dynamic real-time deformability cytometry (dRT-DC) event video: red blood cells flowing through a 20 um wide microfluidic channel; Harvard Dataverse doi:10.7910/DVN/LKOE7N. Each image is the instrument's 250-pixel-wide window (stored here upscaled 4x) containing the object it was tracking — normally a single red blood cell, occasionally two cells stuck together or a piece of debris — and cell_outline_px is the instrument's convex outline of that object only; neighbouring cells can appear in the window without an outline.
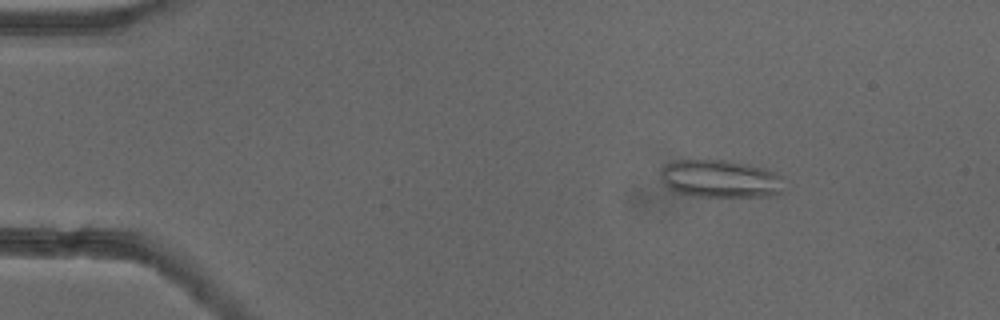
{"species": "common noctule bat (a hibernating species)", "species_latin": "Nyctalus noctula", "temperature_condition": "cold", "stored_images_in_passage": 53, "camera_frame_rate_fps": 3000, "um_per_image_px": 0.085, "animal": {"sex": "female"}, "frame": {"image": 1, "passage_image": 8, "time_ms": 2.333, "image_size_px": [1000, 320], "cell_outline_px": [[780, 192], [776, 196], [692, 196], [676, 192], [668, 188], [664, 184], [660, 176], [660, 168], [664, 164], [680, 160], [724, 160], [764, 168], [776, 172], [780, 176]], "centroid_in_image_um": [61.15, 15.2], "position_along_channel_um": 23.9, "area_um2": 26.99}}
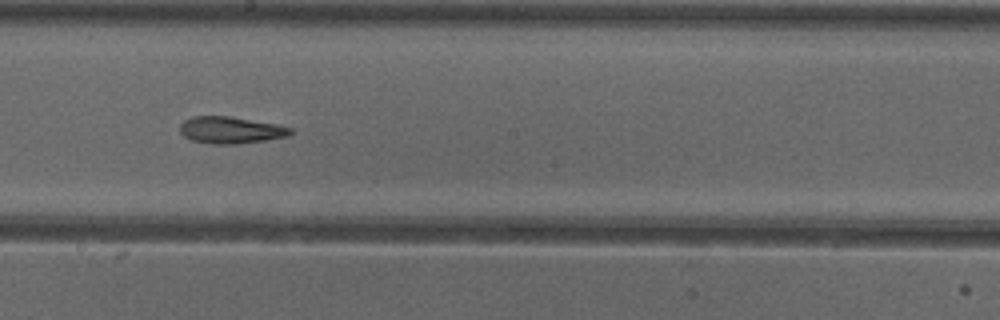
{"frame": {"image": 2, "passage_image": 30, "time_ms": 9.667, "image_size_px": [1000, 320], "cell_outline_px": [[296, 132], [288, 136], [268, 140], [236, 144], [212, 144], [192, 140], [184, 136], [180, 132], [180, 124], [184, 120], [192, 116], [228, 116], [276, 124], [292, 128]], "centroid_in_image_um": [19.63, 11.06], "position_along_channel_um": 228.6, "area_um2": 17.4}}
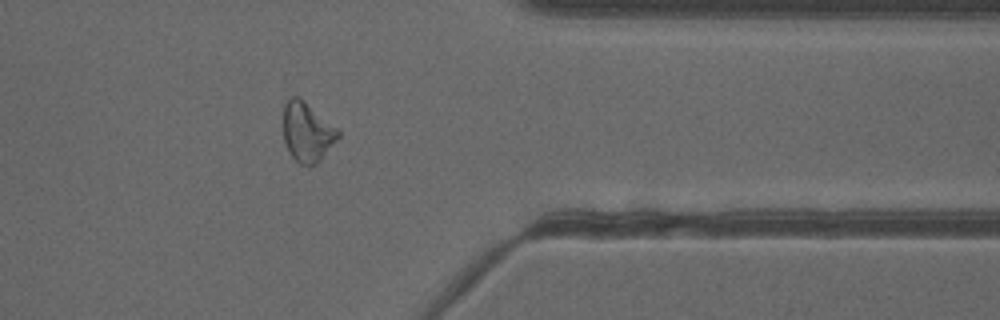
{"frame": {"image": 3, "passage_image": 43, "time_ms": 14.0, "image_size_px": [1000, 320], "cell_outline_px": [[340, 136], [320, 160], [316, 164], [300, 164], [288, 152], [284, 140], [284, 104], [292, 96], [300, 96], [336, 128], [340, 132]], "centroid_in_image_um": [26.1, 11.2], "position_along_channel_um": 385.3, "area_um2": 18.73}, "authors_computed_cell_mechanics": {"area_um2": 20.3456, "velocity_mm_per_s": 3.9029, "shape_relaxation_time_tau1_ms": 8.7788, "shape_relaxation_time_tau2_ms": 4.2744, "deformation_change_tau1": 0.1567, "deformation_change_tau2": 0.1275}}